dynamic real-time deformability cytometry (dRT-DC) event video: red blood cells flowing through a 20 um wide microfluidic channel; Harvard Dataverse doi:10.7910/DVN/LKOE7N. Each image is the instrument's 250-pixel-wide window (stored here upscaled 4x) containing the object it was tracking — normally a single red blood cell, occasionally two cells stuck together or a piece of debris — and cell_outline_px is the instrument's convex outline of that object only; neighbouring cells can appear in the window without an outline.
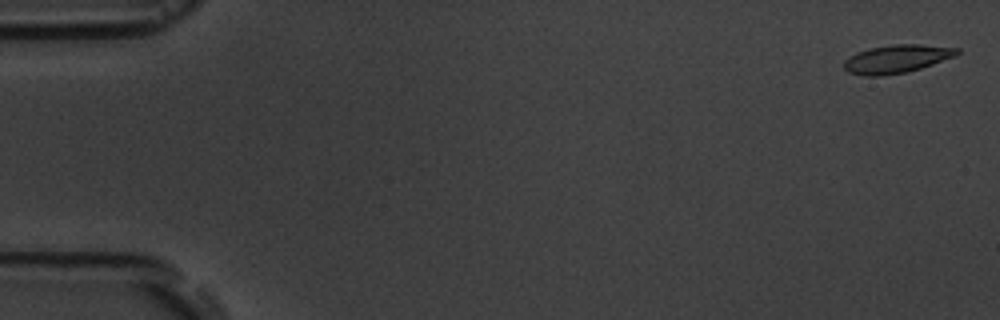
{"species": "common noctule bat (a hibernating species)", "species_latin": "Nyctalus noctula", "temperature_condition": "room temperature", "stored_images_in_passage": 16, "camera_frame_rate_fps": 3000, "um_per_image_px": 0.085, "animal": {"sex": "male", "body_mass_g": 19.5, "forearm_length_mm": 54.6}, "frame": {"image": 1, "passage_image": 1, "time_ms": 0.0, "image_size_px": [1000, 320], "cell_outline_px": [[960, 52], [956, 56], [908, 72], [880, 76], [864, 76], [848, 72], [844, 68], [844, 60], [848, 56], [856, 52], [868, 48], [892, 44], [920, 44], [960, 48]], "centroid_in_image_um": [76.2, 5.0], "position_along_channel_um": 8.8, "area_um2": 18.79}}
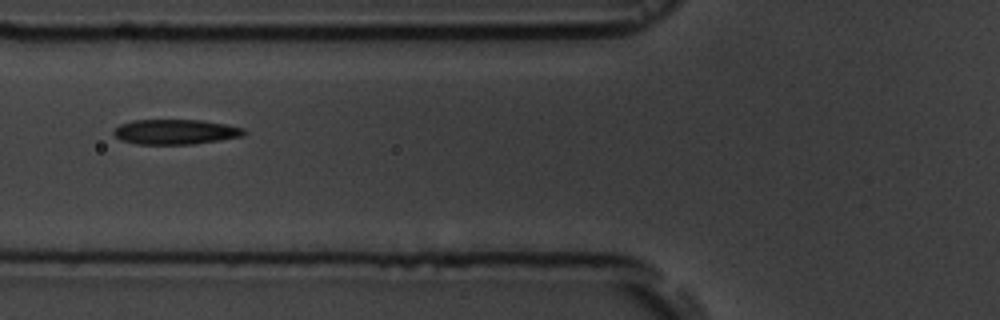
{"frame": {"image": 2, "passage_image": 6, "time_ms": 6.667, "image_size_px": [1000, 320], "cell_outline_px": [[248, 132], [244, 136], [220, 140], [192, 144], [136, 144], [120, 140], [112, 132], [120, 124], [132, 120], [200, 120], [228, 124], [244, 128]], "centroid_in_image_um": [14.95, 11.2], "position_along_channel_um": 110.9, "area_um2": 19.13}}
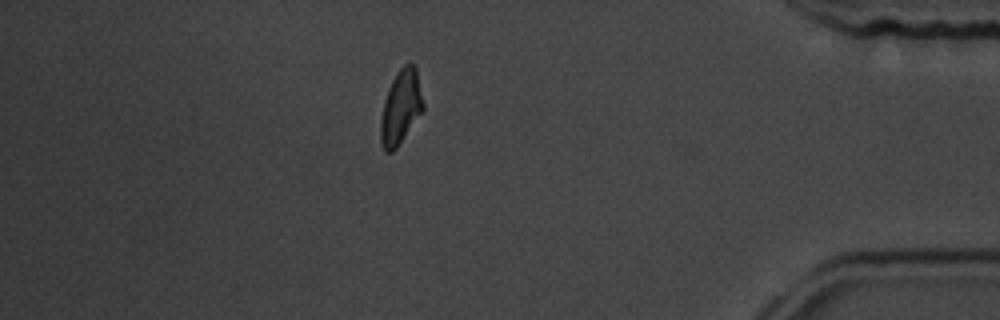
{"frame": {"image": 3, "passage_image": 14, "time_ms": 15.667, "image_size_px": [1000, 320], "cell_outline_px": [[424, 108], [396, 148], [392, 152], [384, 152], [380, 144], [380, 120], [384, 100], [388, 88], [396, 72], [404, 64], [412, 64], [416, 68], [424, 104]], "centroid_in_image_um": [34.04, 9.12], "position_along_channel_um": 401.2, "area_um2": 18.26}, "authors_computed_cell_mechanics": {"area_um2": 18.8139, "velocity_mm_per_s": 3.6728, "shape_relaxation_time_tau1_ms": 3.3873, "shape_relaxation_time_tau2_ms": 5.6165, "deformation_change_tau1": 0.1215, "deformation_change_tau2": 0.1236}}